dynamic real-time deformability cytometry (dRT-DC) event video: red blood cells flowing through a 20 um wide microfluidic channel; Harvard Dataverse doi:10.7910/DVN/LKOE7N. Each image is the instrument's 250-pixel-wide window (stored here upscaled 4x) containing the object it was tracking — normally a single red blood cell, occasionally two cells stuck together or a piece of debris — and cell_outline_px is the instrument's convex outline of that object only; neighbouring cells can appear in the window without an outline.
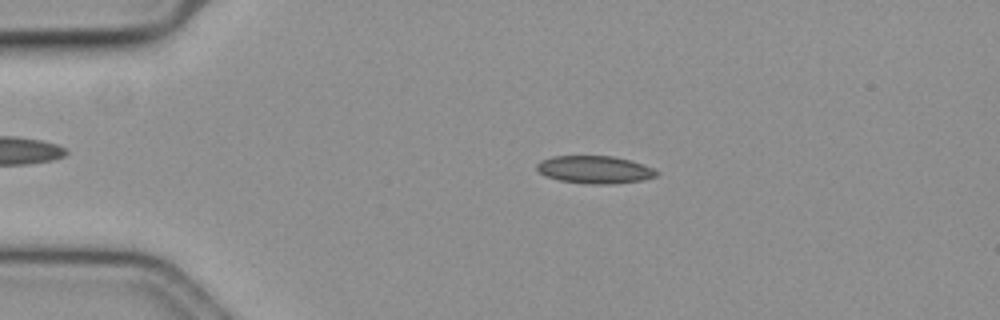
{"species": "common noctule bat (a hibernating species)", "species_latin": "Nyctalus noctula", "temperature_condition": "cold", "stored_images_in_passage": 49, "camera_frame_rate_fps": 3000, "um_per_image_px": 0.085, "animal": {"sex": "female", "body_mass_g": 19.3, "forearm_length_mm": 54.1}, "frame": {"image": 1, "passage_image": 4, "time_ms": 1.0, "image_size_px": [1000, 320], "cell_outline_px": [[656, 176], [644, 180], [604, 184], [588, 184], [560, 180], [544, 176], [536, 168], [536, 164], [540, 160], [552, 156], [612, 156], [632, 160], [652, 168], [656, 172]], "centroid_in_image_um": [50.5, 14.41], "position_along_channel_um": 34.5, "area_um2": 19.19}}
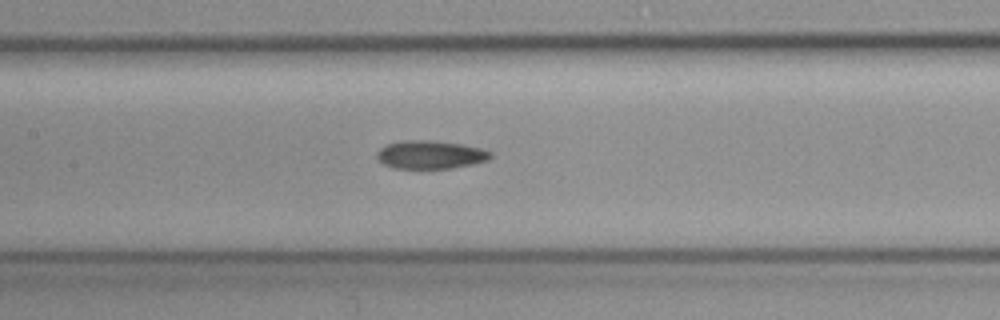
{"frame": {"image": 2, "passage_image": 19, "time_ms": 6.0, "image_size_px": [1000, 320], "cell_outline_px": [[492, 156], [488, 160], [472, 164], [452, 168], [392, 168], [384, 164], [376, 156], [376, 152], [380, 148], [388, 144], [404, 140], [428, 140], [460, 144], [480, 148], [492, 152]], "centroid_in_image_um": [36.58, 13.15], "position_along_channel_um": 170.8, "area_um2": 18.55}}
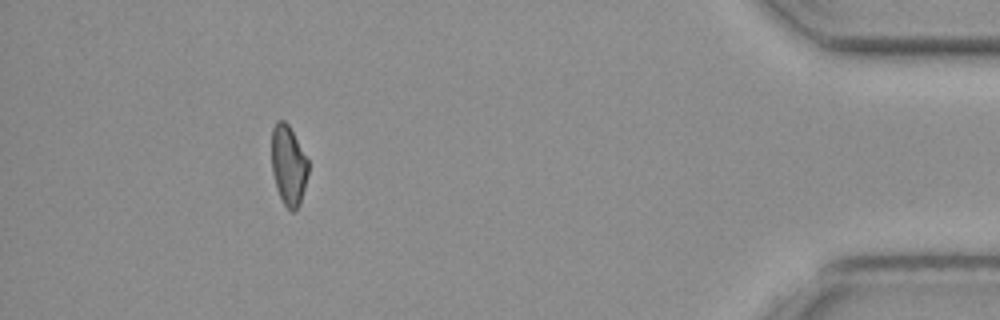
{"frame": {"image": 3, "passage_image": 44, "time_ms": 14.333, "image_size_px": [1000, 320], "cell_outline_px": [[308, 172], [300, 204], [296, 212], [292, 212], [284, 204], [276, 188], [272, 172], [272, 128], [276, 120], [284, 120], [288, 124], [308, 160]], "centroid_in_image_um": [24.51, 14.06], "position_along_channel_um": 410.7, "area_um2": 16.99}}